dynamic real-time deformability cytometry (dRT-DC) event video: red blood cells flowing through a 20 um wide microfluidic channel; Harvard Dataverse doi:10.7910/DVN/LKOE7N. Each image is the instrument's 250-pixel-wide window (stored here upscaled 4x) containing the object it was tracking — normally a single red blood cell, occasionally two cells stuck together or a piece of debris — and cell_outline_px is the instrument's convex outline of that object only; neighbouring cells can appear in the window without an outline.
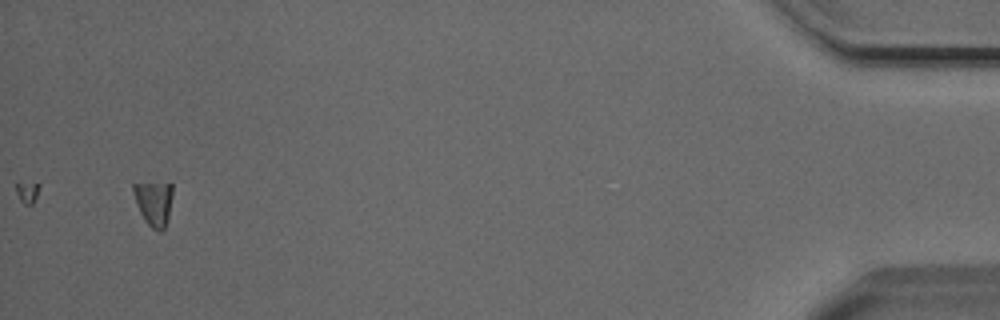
{"species": "Egyptian fruit bat (a non-hibernating species)", "species_latin": "Rousettus aegyptiacus", "temperature_condition": "cold", "stored_images_in_passage": 51, "segment_of_instrument_passage": [2, 2], "camera_frame_rate_fps": 3000, "um_per_image_px": 0.085, "animal": {"sex": "male"}, "frame": {"image": 1, "passage_image": 51, "time_ms": 16.667, "image_size_px": [1000, 320], "cell_outline_px": [[172, 196], [168, 220], [164, 228], [160, 232], [152, 228], [144, 220], [140, 212], [132, 188], [132, 184], [172, 184]], "centroid_in_image_um": [13.09, 17.29], "position_along_channel_um": 422.1, "area_um2": 10.0}}